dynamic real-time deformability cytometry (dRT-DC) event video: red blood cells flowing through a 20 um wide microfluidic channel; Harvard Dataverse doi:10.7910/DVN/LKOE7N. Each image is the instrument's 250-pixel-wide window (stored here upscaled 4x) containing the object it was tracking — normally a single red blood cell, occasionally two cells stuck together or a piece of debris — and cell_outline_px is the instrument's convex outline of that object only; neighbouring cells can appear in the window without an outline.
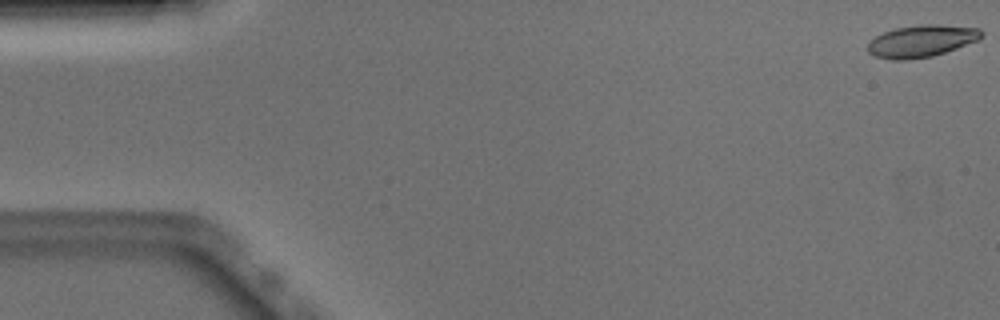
{"species": "Egyptian fruit bat (a non-hibernating species)", "species_latin": "Rousettus aegyptiacus", "temperature_condition": "warm", "stored_images_in_passage": 52, "camera_frame_rate_fps": 3000, "um_per_image_px": 0.085, "animal": {"sex": "male"}, "frame": {"image": 1, "passage_image": 1, "time_ms": 0.0, "image_size_px": [1000, 320], "cell_outline_px": [[984, 36], [976, 40], [956, 48], [932, 56], [908, 60], [892, 60], [876, 56], [868, 52], [868, 44], [876, 36], [884, 32], [896, 28], [920, 24], [936, 24], [980, 28], [984, 32]], "centroid_in_image_um": [78.34, 3.48], "position_along_channel_um": 6.7, "area_um2": 21.1}}
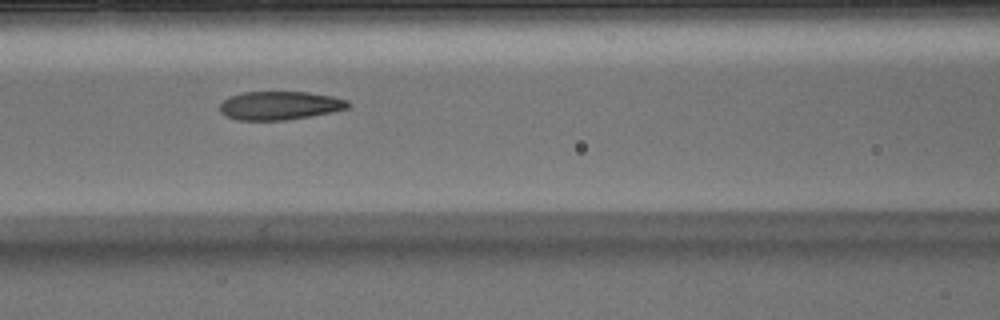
{"frame": {"image": 2, "passage_image": 22, "time_ms": 7.0, "image_size_px": [1000, 320], "cell_outline_px": [[352, 104], [348, 108], [332, 112], [284, 120], [236, 120], [224, 116], [220, 112], [220, 104], [228, 96], [244, 92], [308, 92], [332, 96], [348, 100]], "centroid_in_image_um": [23.76, 8.97], "position_along_channel_um": 142.8, "area_um2": 21.39}}
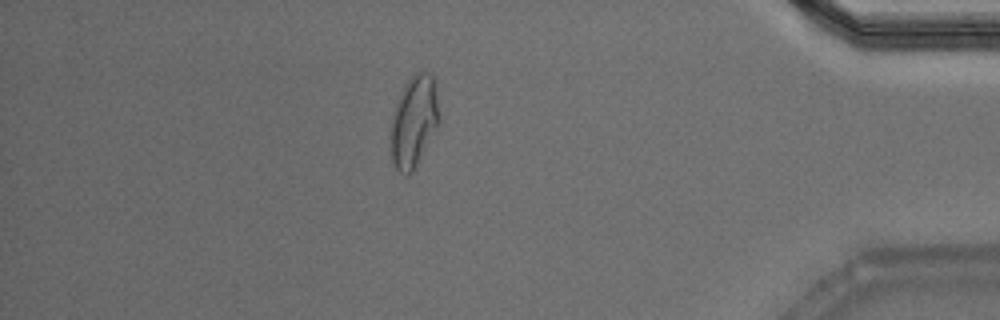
{"frame": {"image": 3, "passage_image": 45, "time_ms": 14.667, "image_size_px": [1000, 320], "cell_outline_px": [[440, 120], [412, 172], [408, 176], [404, 176], [392, 164], [388, 136], [392, 112], [400, 92], [404, 84], [416, 72], [428, 72], [432, 76], [436, 84], [440, 116]], "centroid_in_image_um": [35.13, 10.32], "position_along_channel_um": 400.1, "area_um2": 26.36}, "authors_computed_cell_mechanics": {"area_um2": 22.1374, "velocity_mm_per_s": 3.8883, "shape_relaxation_time_tau1_ms": null, "shape_relaxation_time_tau2_ms": 1.622, "deformation_change_tau1": null, "deformation_change_tau2": 0.0745}}